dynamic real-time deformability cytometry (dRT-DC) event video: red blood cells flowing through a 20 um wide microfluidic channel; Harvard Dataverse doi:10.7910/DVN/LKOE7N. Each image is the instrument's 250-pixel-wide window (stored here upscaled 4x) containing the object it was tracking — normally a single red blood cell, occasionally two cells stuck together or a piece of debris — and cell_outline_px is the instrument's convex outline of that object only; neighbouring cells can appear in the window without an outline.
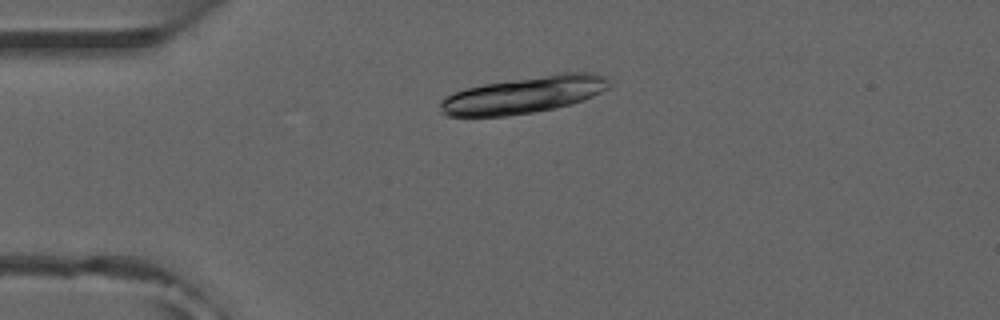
{"species": "common noctule bat (a hibernating species)", "species_latin": "Nyctalus noctula", "temperature_condition": "room temperature", "stored_images_in_passage": 5, "camera_frame_rate_fps": 3000, "um_per_image_px": 0.085, "animal": {"sex": "male", "forearm_length_mm": 52.5}, "frame": {"image": 1, "passage_image": 4, "time_ms": 1.0, "image_size_px": [1000, 320], "cell_outline_px": [[612, 84], [608, 88], [592, 96], [556, 108], [532, 112], [504, 116], [448, 116], [440, 112], [440, 100], [464, 88], [484, 84], [560, 72], [596, 72], [608, 76]], "centroid_in_image_um": [44.57, 8.04], "position_along_channel_um": 40.4, "area_um2": 36.3}}